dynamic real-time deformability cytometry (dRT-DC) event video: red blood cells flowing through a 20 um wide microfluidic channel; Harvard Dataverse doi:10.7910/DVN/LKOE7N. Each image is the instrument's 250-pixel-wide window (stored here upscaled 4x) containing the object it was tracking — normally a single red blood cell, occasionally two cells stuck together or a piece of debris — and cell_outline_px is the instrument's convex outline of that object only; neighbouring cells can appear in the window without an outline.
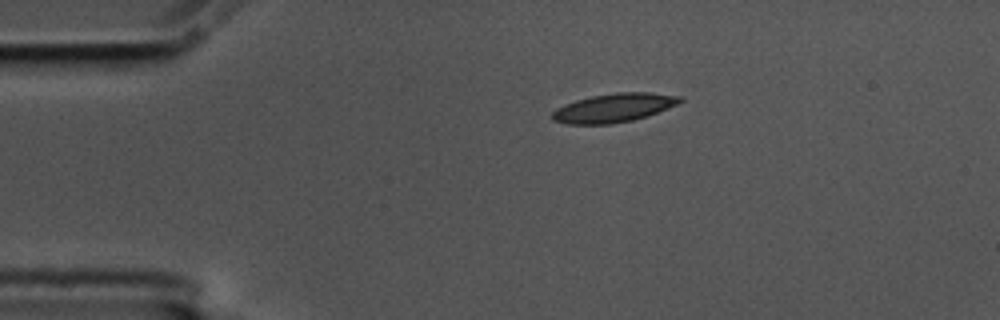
{"species": "common noctule bat (a hibernating species)", "species_latin": "Nyctalus noctula", "temperature_condition": "cold", "stored_images_in_passage": 8, "camera_frame_rate_fps": 3000, "um_per_image_px": 0.085, "animal": {"sex": "male", "body_mass_g": 17.5, "forearm_length_mm": 52.3}, "frame": {"image": 1, "passage_image": 1, "time_ms": 0.0, "image_size_px": [1000, 320], "cell_outline_px": [[684, 100], [668, 108], [648, 116], [632, 120], [612, 124], [568, 124], [552, 120], [552, 112], [556, 108], [564, 104], [576, 100], [592, 96], [616, 92], [652, 92], [684, 96]], "centroid_in_image_um": [52.2, 9.16], "position_along_channel_um": 32.8, "area_um2": 21.56}}
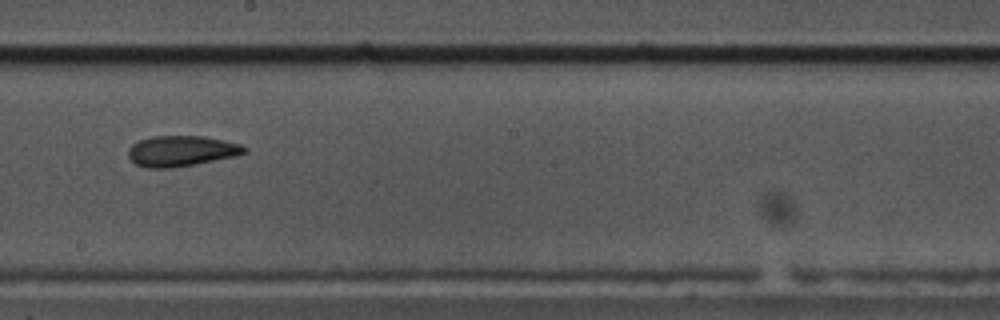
{"frame": {"image": 2, "passage_image": 7, "time_ms": 2.0, "image_size_px": [1000, 320], "cell_outline_px": [[248, 152], [236, 156], [196, 164], [172, 168], [148, 168], [136, 164], [128, 156], [128, 148], [132, 144], [140, 140], [152, 136], [204, 136], [240, 144], [248, 148]], "centroid_in_image_um": [15.43, 12.84], "position_along_channel_um": 232.8, "area_um2": 20.81}}
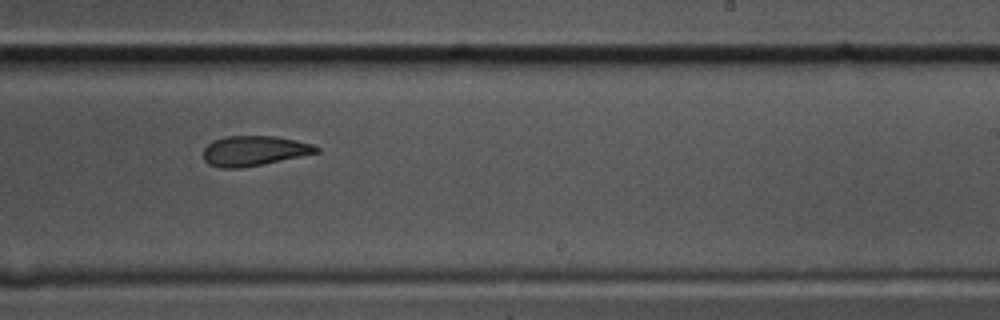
{"frame": {"image": 3, "passage_image": 8, "time_ms": 2.333, "image_size_px": [1000, 320], "cell_outline_px": [[320, 152], [264, 164], [240, 168], [220, 168], [208, 164], [204, 160], [204, 148], [212, 140], [224, 136], [276, 136], [296, 140], [312, 144], [320, 148]], "centroid_in_image_um": [21.59, 12.82], "position_along_channel_um": 267.4, "area_um2": 19.88}}